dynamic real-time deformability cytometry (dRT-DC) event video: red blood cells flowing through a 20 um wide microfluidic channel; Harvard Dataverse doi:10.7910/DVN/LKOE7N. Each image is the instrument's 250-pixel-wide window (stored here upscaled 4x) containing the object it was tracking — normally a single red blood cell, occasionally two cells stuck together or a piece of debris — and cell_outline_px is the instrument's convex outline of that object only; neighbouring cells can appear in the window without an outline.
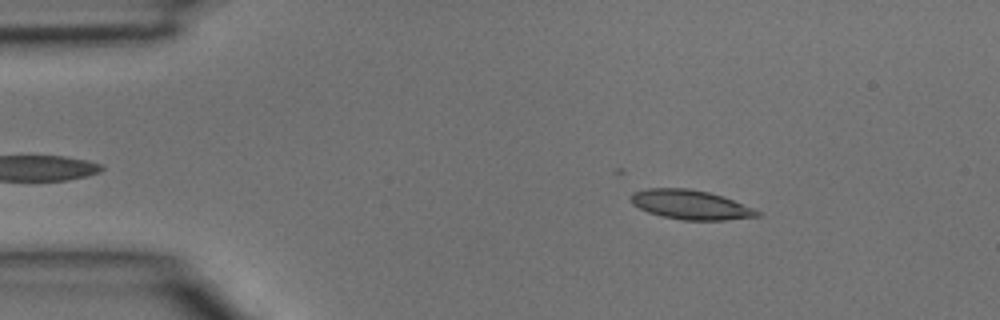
{"species": "common noctule bat (a hibernating species)", "species_latin": "Nyctalus noctula", "temperature_condition": "room temperature", "stored_images_in_passage": 38, "camera_frame_rate_fps": 3000, "um_per_image_px": 0.085, "animal": {"sex": "male", "body_mass_g": 15.6}, "frame": {"image": 1, "passage_image": 5, "time_ms": 1.333, "image_size_px": [1000, 320], "cell_outline_px": [[760, 216], [724, 220], [684, 220], [664, 216], [648, 212], [632, 204], [632, 192], [648, 188], [688, 188], [708, 192], [732, 200], [752, 208], [760, 212]], "centroid_in_image_um": [58.67, 17.4], "position_along_channel_um": 26.3, "area_um2": 21.21}}
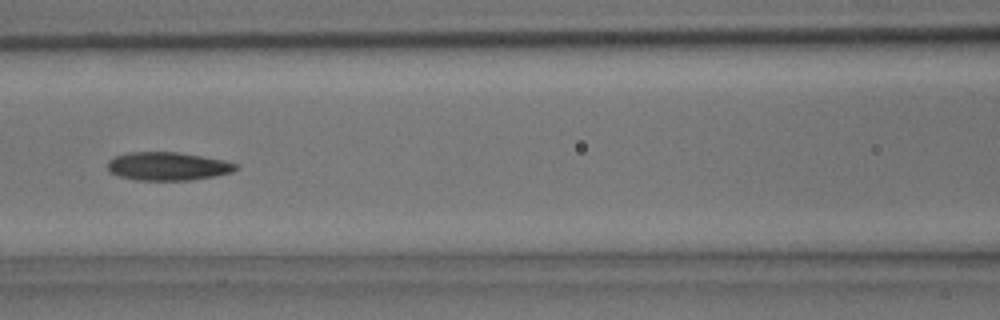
{"frame": {"image": 2, "passage_image": 16, "time_ms": 5.0, "image_size_px": [1000, 320], "cell_outline_px": [[240, 168], [232, 172], [216, 176], [192, 180], [136, 180], [120, 176], [108, 172], [108, 160], [116, 156], [128, 152], [176, 152], [224, 160], [240, 164]], "centroid_in_image_um": [14.29, 14.14], "position_along_channel_um": 152.3, "area_um2": 21.27}}
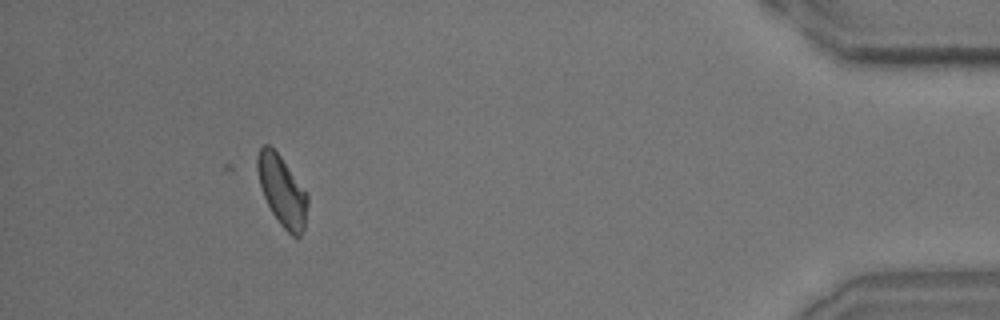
{"frame": {"image": 3, "passage_image": 35, "time_ms": 11.333, "image_size_px": [1000, 320], "cell_outline_px": [[308, 204], [304, 228], [300, 236], [292, 236], [280, 224], [272, 212], [264, 196], [260, 184], [256, 168], [256, 156], [260, 148], [264, 144], [268, 144], [280, 156], [308, 192]], "centroid_in_image_um": [23.99, 16.21], "position_along_channel_um": 411.2, "area_um2": 20.52}}